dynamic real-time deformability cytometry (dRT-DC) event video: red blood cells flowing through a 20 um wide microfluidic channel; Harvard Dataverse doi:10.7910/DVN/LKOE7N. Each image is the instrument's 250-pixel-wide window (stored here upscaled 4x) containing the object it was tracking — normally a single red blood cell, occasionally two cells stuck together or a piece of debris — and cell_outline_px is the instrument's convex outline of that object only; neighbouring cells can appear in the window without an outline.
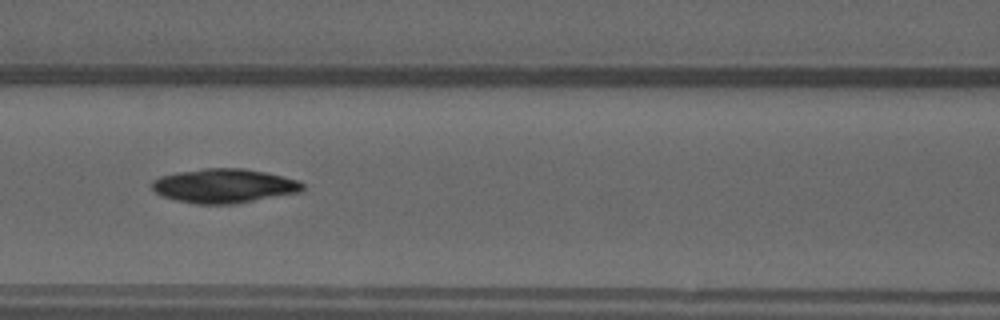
{"species": "common noctule bat (a hibernating species)", "species_latin": "Nyctalus noctula", "temperature_condition": "warm", "stored_images_in_passage": 50, "camera_frame_rate_fps": 3000, "um_per_image_px": 0.085, "animal": {"sex": "male", "forearm_length_mm": 52.5}, "frame": {"image": 1, "passage_image": 22, "time_ms": 7.0, "image_size_px": [1000, 320], "cell_outline_px": [[304, 188], [300, 192], [236, 204], [196, 204], [176, 200], [164, 196], [156, 192], [152, 188], [152, 180], [160, 176], [180, 172], [204, 168], [244, 168], [264, 172], [300, 180], [304, 184]], "centroid_in_image_um": [19.07, 15.8], "position_along_channel_um": 147.5, "area_um2": 30.0}}
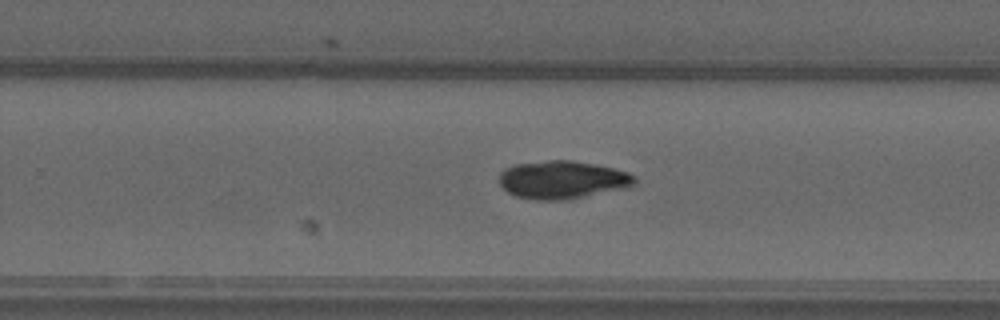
{"frame": {"image": 2, "passage_image": 32, "time_ms": 10.333, "image_size_px": [1000, 320], "cell_outline_px": [[636, 184], [628, 188], [572, 200], [532, 200], [516, 196], [508, 192], [500, 184], [500, 172], [504, 168], [516, 164], [548, 160], [572, 160], [612, 168], [628, 172], [636, 176]], "centroid_in_image_um": [47.84, 15.3], "position_along_channel_um": 282.0, "area_um2": 30.4}}
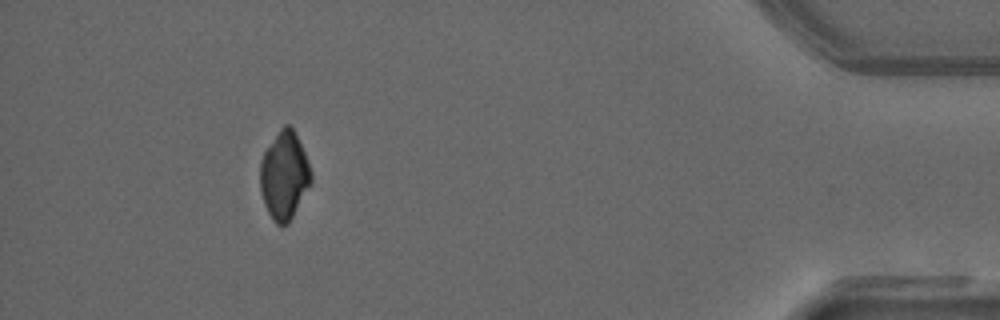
{"frame": {"image": 3, "passage_image": 46, "time_ms": 15.0, "image_size_px": [1000, 320], "cell_outline_px": [[312, 180], [288, 224], [276, 224], [272, 220], [264, 204], [260, 188], [260, 160], [264, 152], [280, 128], [284, 124], [288, 124], [292, 128], [308, 160], [312, 172]], "centroid_in_image_um": [24.15, 14.92], "position_along_channel_um": 411.1, "area_um2": 25.78}, "authors_computed_cell_mechanics": {"area_um2": 27.5417, "velocity_mm_per_s": 4.0499, "shape_relaxation_time_tau1_ms": 7.7682, "shape_relaxation_time_tau2_ms": null, "deformation_change_tau1": 0.1895, "deformation_change_tau2": null}}